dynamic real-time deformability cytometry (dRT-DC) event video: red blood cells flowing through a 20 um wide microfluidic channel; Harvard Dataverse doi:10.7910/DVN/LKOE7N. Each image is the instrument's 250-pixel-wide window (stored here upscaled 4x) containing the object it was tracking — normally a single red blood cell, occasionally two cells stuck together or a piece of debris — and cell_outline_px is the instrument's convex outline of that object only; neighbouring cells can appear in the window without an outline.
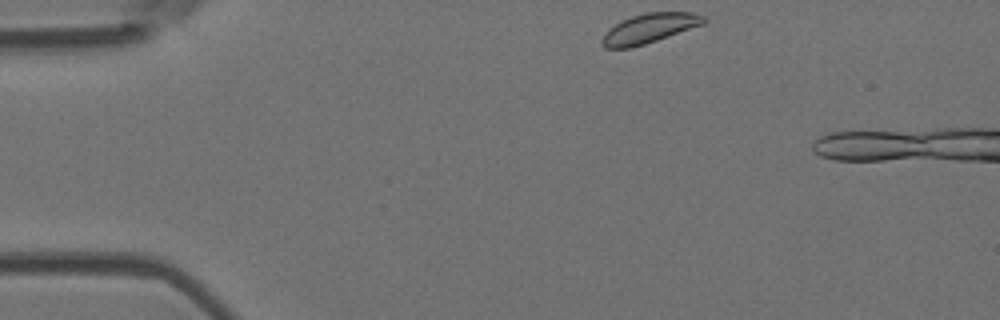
{"species": "Egyptian fruit bat (a non-hibernating species)", "species_latin": "Rousettus aegyptiacus", "temperature_condition": "room temperature", "stored_images_in_passage": 39, "camera_frame_rate_fps": 3000, "um_per_image_px": 0.085, "animal": {"sex": "female"}, "frame": {"image": 1, "passage_image": 1, "time_ms": 0.0, "image_size_px": [1000, 320], "cell_outline_px": [[708, 20], [704, 24], [644, 44], [628, 48], [604, 48], [600, 40], [608, 28], [632, 16], [644, 12], [692, 12], [704, 16]], "centroid_in_image_um": [55.19, 2.4], "position_along_channel_um": 29.8, "area_um2": 17.4}}
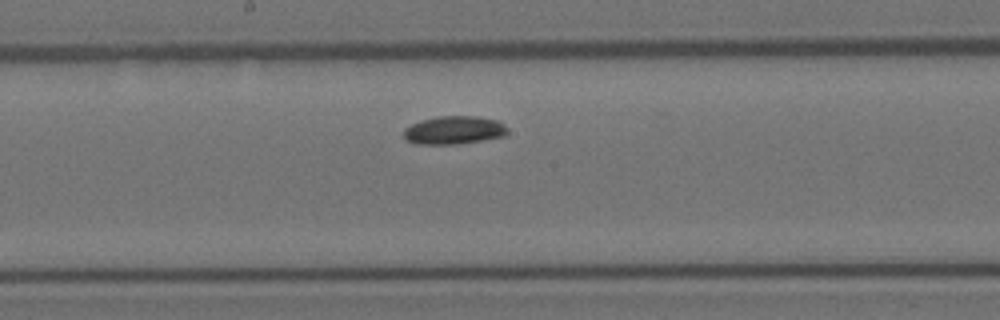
{"frame": {"image": 2, "passage_image": 20, "time_ms": 6.333, "image_size_px": [1000, 320], "cell_outline_px": [[508, 132], [504, 136], [456, 144], [416, 144], [404, 140], [404, 128], [420, 120], [436, 116], [476, 116], [496, 120], [504, 124], [508, 128]], "centroid_in_image_um": [38.56, 11.06], "position_along_channel_um": 209.6, "area_um2": 17.11}}
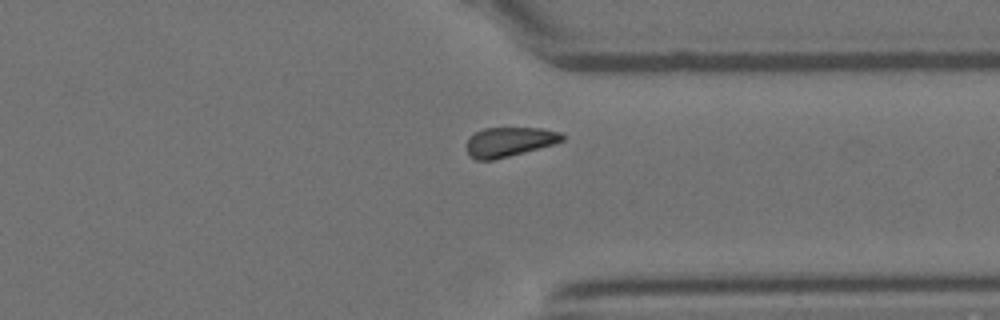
{"frame": {"image": 3, "passage_image": 33, "time_ms": 10.667, "image_size_px": [1000, 320], "cell_outline_px": [[564, 140], [552, 144], [524, 152], [492, 160], [476, 160], [468, 156], [468, 140], [476, 132], [484, 128], [540, 128], [560, 132], [564, 136]], "centroid_in_image_um": [43.28, 12.06], "position_along_channel_um": 368.1, "area_um2": 16.13}}